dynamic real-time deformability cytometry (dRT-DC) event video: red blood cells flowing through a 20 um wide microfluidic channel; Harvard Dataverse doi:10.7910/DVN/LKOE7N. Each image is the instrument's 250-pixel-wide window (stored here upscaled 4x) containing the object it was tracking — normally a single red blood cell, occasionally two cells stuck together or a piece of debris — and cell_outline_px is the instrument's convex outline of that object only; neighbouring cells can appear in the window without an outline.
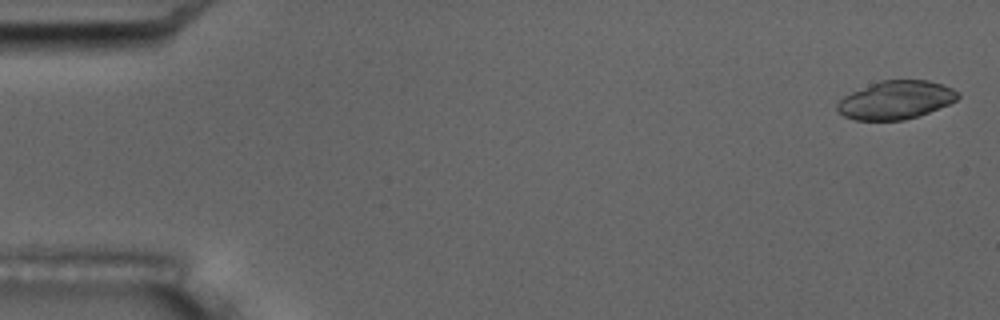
{"species": "common noctule bat (a hibernating species)", "species_latin": "Nyctalus noctula", "temperature_condition": "room temperature", "stored_images_in_passage": 13, "camera_frame_rate_fps": 3000, "um_per_image_px": 0.085, "animal": {"sex": "male", "body_mass_g": 17.5, "forearm_length_mm": 52.3}, "frame": {"image": 1, "passage_image": 1, "time_ms": 0.0, "image_size_px": [1000, 320], "cell_outline_px": [[960, 96], [956, 100], [948, 104], [928, 112], [904, 120], [856, 120], [844, 116], [836, 112], [836, 104], [844, 96], [852, 92], [880, 80], [928, 80], [944, 84], [960, 92]], "centroid_in_image_um": [76.14, 8.49], "position_along_channel_um": 8.9, "area_um2": 26.88}}